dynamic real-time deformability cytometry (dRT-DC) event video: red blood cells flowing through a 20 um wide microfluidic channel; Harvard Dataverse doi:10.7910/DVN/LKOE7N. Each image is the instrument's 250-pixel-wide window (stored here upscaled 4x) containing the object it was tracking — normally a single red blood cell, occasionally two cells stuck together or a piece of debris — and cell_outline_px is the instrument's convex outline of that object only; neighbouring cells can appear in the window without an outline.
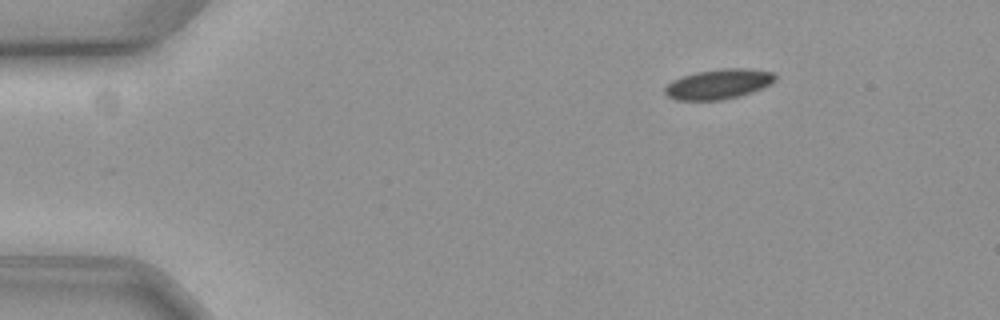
{"species": "common noctule bat (a hibernating species)", "species_latin": "Nyctalus noctula", "temperature_condition": "cold", "stored_images_in_passage": 52, "camera_frame_rate_fps": 3000, "um_per_image_px": 0.085, "animal": {"sex": "female", "body_mass_g": 19.3, "forearm_length_mm": 54.1}, "frame": {"image": 1, "passage_image": 2, "time_ms": 0.333, "image_size_px": [1000, 320], "cell_outline_px": [[776, 80], [772, 84], [752, 92], [720, 100], [676, 100], [668, 96], [664, 92], [664, 88], [672, 80], [696, 72], [720, 68], [744, 68], [772, 72], [776, 76]], "centroid_in_image_um": [61.08, 7.14], "position_along_channel_um": 23.9, "area_um2": 19.19}}
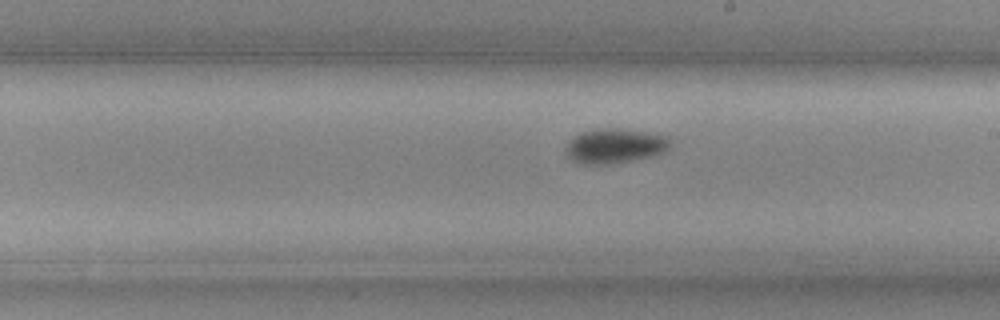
{"frame": {"image": 2, "passage_image": 27, "time_ms": 8.667, "image_size_px": [1000, 320], "cell_outline_px": [[668, 148], [652, 156], [612, 164], [584, 164], [572, 160], [568, 156], [564, 148], [580, 132], [600, 128], [616, 128], [668, 136]], "centroid_in_image_um": [52.21, 12.41], "position_along_channel_um": 236.8, "area_um2": 20.63}}
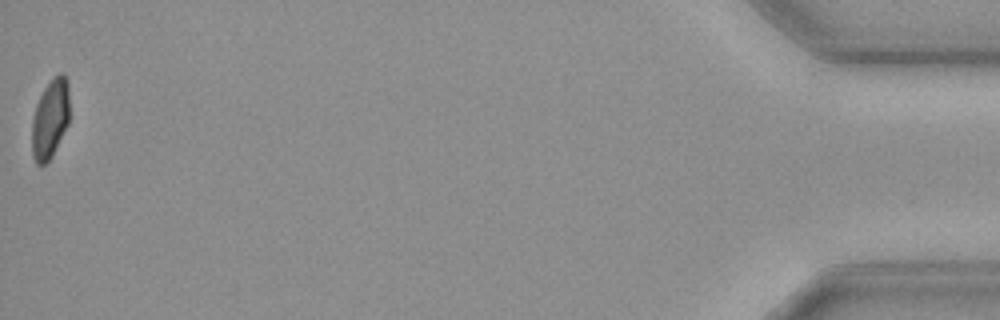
{"frame": {"image": 3, "passage_image": 52, "time_ms": 17.0, "image_size_px": [1000, 320], "cell_outline_px": [[68, 124], [52, 156], [44, 164], [36, 164], [32, 156], [32, 120], [36, 104], [44, 88], [60, 72], [64, 72], [68, 80]], "centroid_in_image_um": [4.26, 10.1], "position_along_channel_um": 430.9, "area_um2": 17.22}, "authors_computed_cell_mechanics": {"area_um2": 19.2763, "velocity_mm_per_s": 3.5498, "shape_relaxation_time_tau1_ms": 2.0588, "shape_relaxation_time_tau2_ms": null, "deformation_change_tau1": 0.0625, "deformation_change_tau2": null}}